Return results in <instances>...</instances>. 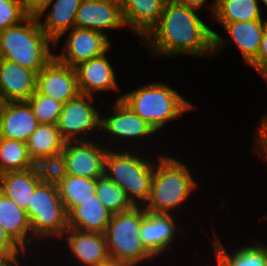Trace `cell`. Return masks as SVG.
I'll use <instances>...</instances> for the list:
<instances>
[{"label":"cell","mask_w":267,"mask_h":266,"mask_svg":"<svg viewBox=\"0 0 267 266\" xmlns=\"http://www.w3.org/2000/svg\"><path fill=\"white\" fill-rule=\"evenodd\" d=\"M196 11L175 0H167L158 24L143 39L150 53L154 57L180 54L210 57L228 44Z\"/></svg>","instance_id":"6da1fadb"},{"label":"cell","mask_w":267,"mask_h":266,"mask_svg":"<svg viewBox=\"0 0 267 266\" xmlns=\"http://www.w3.org/2000/svg\"><path fill=\"white\" fill-rule=\"evenodd\" d=\"M54 42L41 29L36 16L29 15L21 23L0 31L1 59L17 63L36 74L54 57Z\"/></svg>","instance_id":"7a4b0ae2"},{"label":"cell","mask_w":267,"mask_h":266,"mask_svg":"<svg viewBox=\"0 0 267 266\" xmlns=\"http://www.w3.org/2000/svg\"><path fill=\"white\" fill-rule=\"evenodd\" d=\"M120 99L156 132L170 120L195 109V106L175 89L160 82L148 83L117 96L116 100Z\"/></svg>","instance_id":"3957f363"},{"label":"cell","mask_w":267,"mask_h":266,"mask_svg":"<svg viewBox=\"0 0 267 266\" xmlns=\"http://www.w3.org/2000/svg\"><path fill=\"white\" fill-rule=\"evenodd\" d=\"M190 169L171 156L160 155L154 166L151 194L145 210L157 214H171L182 206L197 188Z\"/></svg>","instance_id":"277c9868"},{"label":"cell","mask_w":267,"mask_h":266,"mask_svg":"<svg viewBox=\"0 0 267 266\" xmlns=\"http://www.w3.org/2000/svg\"><path fill=\"white\" fill-rule=\"evenodd\" d=\"M144 206L112 214L104 232L109 257L120 266H137L155 257L145 248L140 238V226L145 215Z\"/></svg>","instance_id":"5b68a950"},{"label":"cell","mask_w":267,"mask_h":266,"mask_svg":"<svg viewBox=\"0 0 267 266\" xmlns=\"http://www.w3.org/2000/svg\"><path fill=\"white\" fill-rule=\"evenodd\" d=\"M140 155L126 148L125 151L109 149L104 159V174L125 191L134 206H145L148 202L155 166Z\"/></svg>","instance_id":"8992f818"},{"label":"cell","mask_w":267,"mask_h":266,"mask_svg":"<svg viewBox=\"0 0 267 266\" xmlns=\"http://www.w3.org/2000/svg\"><path fill=\"white\" fill-rule=\"evenodd\" d=\"M26 213L35 239L63 238L69 228L68 213L50 174L36 187Z\"/></svg>","instance_id":"52a82bcc"},{"label":"cell","mask_w":267,"mask_h":266,"mask_svg":"<svg viewBox=\"0 0 267 266\" xmlns=\"http://www.w3.org/2000/svg\"><path fill=\"white\" fill-rule=\"evenodd\" d=\"M108 150L90 138L66 141L55 166L63 174L97 179L104 174V159Z\"/></svg>","instance_id":"ba28073f"},{"label":"cell","mask_w":267,"mask_h":266,"mask_svg":"<svg viewBox=\"0 0 267 266\" xmlns=\"http://www.w3.org/2000/svg\"><path fill=\"white\" fill-rule=\"evenodd\" d=\"M92 101L93 96L79 93L63 104L57 127L65 141L84 140L88 133L101 130V115Z\"/></svg>","instance_id":"9c48e42d"},{"label":"cell","mask_w":267,"mask_h":266,"mask_svg":"<svg viewBox=\"0 0 267 266\" xmlns=\"http://www.w3.org/2000/svg\"><path fill=\"white\" fill-rule=\"evenodd\" d=\"M65 48L55 57L62 63L75 67L78 64L109 52L111 42L103 33L74 27L68 31Z\"/></svg>","instance_id":"30bf717a"},{"label":"cell","mask_w":267,"mask_h":266,"mask_svg":"<svg viewBox=\"0 0 267 266\" xmlns=\"http://www.w3.org/2000/svg\"><path fill=\"white\" fill-rule=\"evenodd\" d=\"M74 27L103 33L126 27L120 0H82L75 17Z\"/></svg>","instance_id":"8fae6325"},{"label":"cell","mask_w":267,"mask_h":266,"mask_svg":"<svg viewBox=\"0 0 267 266\" xmlns=\"http://www.w3.org/2000/svg\"><path fill=\"white\" fill-rule=\"evenodd\" d=\"M36 91L63 104L74 99L79 94L75 68L54 57L37 73Z\"/></svg>","instance_id":"7c38bea8"},{"label":"cell","mask_w":267,"mask_h":266,"mask_svg":"<svg viewBox=\"0 0 267 266\" xmlns=\"http://www.w3.org/2000/svg\"><path fill=\"white\" fill-rule=\"evenodd\" d=\"M113 110V111H112ZM112 116L101 117V130L105 132L107 137L111 140L114 138L126 140L141 139L146 136L155 135L156 131L147 124L141 117L133 112L121 99L115 100L114 106L112 105ZM124 139V140H123ZM129 139V140H128Z\"/></svg>","instance_id":"4fadbf2b"},{"label":"cell","mask_w":267,"mask_h":266,"mask_svg":"<svg viewBox=\"0 0 267 266\" xmlns=\"http://www.w3.org/2000/svg\"><path fill=\"white\" fill-rule=\"evenodd\" d=\"M37 74L17 63L0 58L2 102H27L36 91Z\"/></svg>","instance_id":"5bb4252c"},{"label":"cell","mask_w":267,"mask_h":266,"mask_svg":"<svg viewBox=\"0 0 267 266\" xmlns=\"http://www.w3.org/2000/svg\"><path fill=\"white\" fill-rule=\"evenodd\" d=\"M49 175V169L35 165L23 171L0 174V192L27 211L36 187Z\"/></svg>","instance_id":"9a60e30c"},{"label":"cell","mask_w":267,"mask_h":266,"mask_svg":"<svg viewBox=\"0 0 267 266\" xmlns=\"http://www.w3.org/2000/svg\"><path fill=\"white\" fill-rule=\"evenodd\" d=\"M106 55L104 53L74 67L79 93L93 96V92L98 91L118 92L120 87L117 84L114 66L110 64Z\"/></svg>","instance_id":"2e32d148"},{"label":"cell","mask_w":267,"mask_h":266,"mask_svg":"<svg viewBox=\"0 0 267 266\" xmlns=\"http://www.w3.org/2000/svg\"><path fill=\"white\" fill-rule=\"evenodd\" d=\"M39 125L28 102H4L0 109V137L27 143Z\"/></svg>","instance_id":"e0dca14e"},{"label":"cell","mask_w":267,"mask_h":266,"mask_svg":"<svg viewBox=\"0 0 267 266\" xmlns=\"http://www.w3.org/2000/svg\"><path fill=\"white\" fill-rule=\"evenodd\" d=\"M72 256L83 266L102 265L111 261L105 236L68 228L64 233Z\"/></svg>","instance_id":"ac0fdd59"},{"label":"cell","mask_w":267,"mask_h":266,"mask_svg":"<svg viewBox=\"0 0 267 266\" xmlns=\"http://www.w3.org/2000/svg\"><path fill=\"white\" fill-rule=\"evenodd\" d=\"M175 222L172 214H157L146 210L139 234L145 248L154 257L160 256L174 241L177 231Z\"/></svg>","instance_id":"d6986e66"},{"label":"cell","mask_w":267,"mask_h":266,"mask_svg":"<svg viewBox=\"0 0 267 266\" xmlns=\"http://www.w3.org/2000/svg\"><path fill=\"white\" fill-rule=\"evenodd\" d=\"M65 142L57 125L39 124L27 141L29 156L36 165L49 169L59 161Z\"/></svg>","instance_id":"ffe728a7"},{"label":"cell","mask_w":267,"mask_h":266,"mask_svg":"<svg viewBox=\"0 0 267 266\" xmlns=\"http://www.w3.org/2000/svg\"><path fill=\"white\" fill-rule=\"evenodd\" d=\"M124 24L144 39L158 24L167 0H120Z\"/></svg>","instance_id":"44dd1931"},{"label":"cell","mask_w":267,"mask_h":266,"mask_svg":"<svg viewBox=\"0 0 267 266\" xmlns=\"http://www.w3.org/2000/svg\"><path fill=\"white\" fill-rule=\"evenodd\" d=\"M81 2L82 0H50L36 15L41 29L54 42V46H57L67 31L74 28L76 12ZM44 14L45 20L41 22Z\"/></svg>","instance_id":"7402d4cb"},{"label":"cell","mask_w":267,"mask_h":266,"mask_svg":"<svg viewBox=\"0 0 267 266\" xmlns=\"http://www.w3.org/2000/svg\"><path fill=\"white\" fill-rule=\"evenodd\" d=\"M49 174L57 183L60 198L69 214L83 201L96 195V179L63 174L56 166L49 168Z\"/></svg>","instance_id":"603a6c76"},{"label":"cell","mask_w":267,"mask_h":266,"mask_svg":"<svg viewBox=\"0 0 267 266\" xmlns=\"http://www.w3.org/2000/svg\"><path fill=\"white\" fill-rule=\"evenodd\" d=\"M0 226L24 252L30 249L29 245H32V232L26 211L1 192Z\"/></svg>","instance_id":"cb8c5ba5"},{"label":"cell","mask_w":267,"mask_h":266,"mask_svg":"<svg viewBox=\"0 0 267 266\" xmlns=\"http://www.w3.org/2000/svg\"><path fill=\"white\" fill-rule=\"evenodd\" d=\"M220 23L241 51L245 63L249 65L257 57L267 20Z\"/></svg>","instance_id":"d4e9b609"},{"label":"cell","mask_w":267,"mask_h":266,"mask_svg":"<svg viewBox=\"0 0 267 266\" xmlns=\"http://www.w3.org/2000/svg\"><path fill=\"white\" fill-rule=\"evenodd\" d=\"M112 213L95 195L92 200L83 201L68 214V226L84 232L104 234Z\"/></svg>","instance_id":"484cf974"},{"label":"cell","mask_w":267,"mask_h":266,"mask_svg":"<svg viewBox=\"0 0 267 266\" xmlns=\"http://www.w3.org/2000/svg\"><path fill=\"white\" fill-rule=\"evenodd\" d=\"M215 259L223 266H267V245L257 242L234 250L231 254L217 236L212 241Z\"/></svg>","instance_id":"4316f807"},{"label":"cell","mask_w":267,"mask_h":266,"mask_svg":"<svg viewBox=\"0 0 267 266\" xmlns=\"http://www.w3.org/2000/svg\"><path fill=\"white\" fill-rule=\"evenodd\" d=\"M259 0H215L208 5L220 22L262 20Z\"/></svg>","instance_id":"83f0119b"},{"label":"cell","mask_w":267,"mask_h":266,"mask_svg":"<svg viewBox=\"0 0 267 266\" xmlns=\"http://www.w3.org/2000/svg\"><path fill=\"white\" fill-rule=\"evenodd\" d=\"M27 143L0 137V174L34 167Z\"/></svg>","instance_id":"f1b7e54d"},{"label":"cell","mask_w":267,"mask_h":266,"mask_svg":"<svg viewBox=\"0 0 267 266\" xmlns=\"http://www.w3.org/2000/svg\"><path fill=\"white\" fill-rule=\"evenodd\" d=\"M96 196L112 214L128 211L134 207L125 191L105 174L96 179Z\"/></svg>","instance_id":"f546056e"},{"label":"cell","mask_w":267,"mask_h":266,"mask_svg":"<svg viewBox=\"0 0 267 266\" xmlns=\"http://www.w3.org/2000/svg\"><path fill=\"white\" fill-rule=\"evenodd\" d=\"M39 124L57 125L63 103L37 91L27 100Z\"/></svg>","instance_id":"4dcf8cb0"},{"label":"cell","mask_w":267,"mask_h":266,"mask_svg":"<svg viewBox=\"0 0 267 266\" xmlns=\"http://www.w3.org/2000/svg\"><path fill=\"white\" fill-rule=\"evenodd\" d=\"M28 16L19 0H0V31L21 23Z\"/></svg>","instance_id":"1f68e13d"},{"label":"cell","mask_w":267,"mask_h":266,"mask_svg":"<svg viewBox=\"0 0 267 266\" xmlns=\"http://www.w3.org/2000/svg\"><path fill=\"white\" fill-rule=\"evenodd\" d=\"M25 256L22 249H0V266H21L19 255Z\"/></svg>","instance_id":"d6a6232c"},{"label":"cell","mask_w":267,"mask_h":266,"mask_svg":"<svg viewBox=\"0 0 267 266\" xmlns=\"http://www.w3.org/2000/svg\"><path fill=\"white\" fill-rule=\"evenodd\" d=\"M267 64V26L262 35L260 48L257 57L249 64L251 68H255L256 71H260Z\"/></svg>","instance_id":"836d02e7"},{"label":"cell","mask_w":267,"mask_h":266,"mask_svg":"<svg viewBox=\"0 0 267 266\" xmlns=\"http://www.w3.org/2000/svg\"><path fill=\"white\" fill-rule=\"evenodd\" d=\"M50 0H19L22 8L29 14L36 16Z\"/></svg>","instance_id":"e575fe53"},{"label":"cell","mask_w":267,"mask_h":266,"mask_svg":"<svg viewBox=\"0 0 267 266\" xmlns=\"http://www.w3.org/2000/svg\"><path fill=\"white\" fill-rule=\"evenodd\" d=\"M254 146L259 155L267 160V131H255L254 132Z\"/></svg>","instance_id":"d590c367"},{"label":"cell","mask_w":267,"mask_h":266,"mask_svg":"<svg viewBox=\"0 0 267 266\" xmlns=\"http://www.w3.org/2000/svg\"><path fill=\"white\" fill-rule=\"evenodd\" d=\"M0 249H21L0 226Z\"/></svg>","instance_id":"8d00e7d4"},{"label":"cell","mask_w":267,"mask_h":266,"mask_svg":"<svg viewBox=\"0 0 267 266\" xmlns=\"http://www.w3.org/2000/svg\"><path fill=\"white\" fill-rule=\"evenodd\" d=\"M180 4L186 5L189 8L198 10L203 7L209 0H175Z\"/></svg>","instance_id":"74e56055"},{"label":"cell","mask_w":267,"mask_h":266,"mask_svg":"<svg viewBox=\"0 0 267 266\" xmlns=\"http://www.w3.org/2000/svg\"><path fill=\"white\" fill-rule=\"evenodd\" d=\"M255 131H267V113L261 118V121Z\"/></svg>","instance_id":"f35d334b"},{"label":"cell","mask_w":267,"mask_h":266,"mask_svg":"<svg viewBox=\"0 0 267 266\" xmlns=\"http://www.w3.org/2000/svg\"><path fill=\"white\" fill-rule=\"evenodd\" d=\"M259 73L267 82V64L259 71Z\"/></svg>","instance_id":"ab89813d"},{"label":"cell","mask_w":267,"mask_h":266,"mask_svg":"<svg viewBox=\"0 0 267 266\" xmlns=\"http://www.w3.org/2000/svg\"><path fill=\"white\" fill-rule=\"evenodd\" d=\"M95 266H120V265H117L114 262L110 261L108 263H105V264H102V265H95Z\"/></svg>","instance_id":"60d3db41"},{"label":"cell","mask_w":267,"mask_h":266,"mask_svg":"<svg viewBox=\"0 0 267 266\" xmlns=\"http://www.w3.org/2000/svg\"><path fill=\"white\" fill-rule=\"evenodd\" d=\"M259 1H261L262 3H264L266 5V7H267V0H259Z\"/></svg>","instance_id":"b9f144b4"},{"label":"cell","mask_w":267,"mask_h":266,"mask_svg":"<svg viewBox=\"0 0 267 266\" xmlns=\"http://www.w3.org/2000/svg\"><path fill=\"white\" fill-rule=\"evenodd\" d=\"M216 263H217L216 264L217 266H223L217 259H216Z\"/></svg>","instance_id":"7bdbcfd3"},{"label":"cell","mask_w":267,"mask_h":266,"mask_svg":"<svg viewBox=\"0 0 267 266\" xmlns=\"http://www.w3.org/2000/svg\"><path fill=\"white\" fill-rule=\"evenodd\" d=\"M2 103H3V102H2L1 97H0V109H1Z\"/></svg>","instance_id":"ee69618b"}]
</instances>
